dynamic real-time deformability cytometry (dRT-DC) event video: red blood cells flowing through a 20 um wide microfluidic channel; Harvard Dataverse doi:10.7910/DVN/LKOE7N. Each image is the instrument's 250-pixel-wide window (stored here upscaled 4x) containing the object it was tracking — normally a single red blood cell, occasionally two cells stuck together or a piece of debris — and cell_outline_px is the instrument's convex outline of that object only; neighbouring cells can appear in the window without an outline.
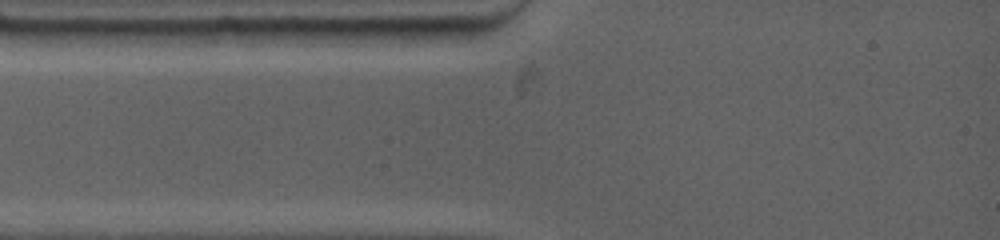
{"species": "common noctule bat (a hibernating species)", "species_latin": "Nyctalus noctula", "temperature_condition": "warm", "stored_images_in_passage": 3, "camera_frame_rate_fps": 4500, "um_per_image_px": 0.085, "animal": {"sex": "female", "body_mass_g": 19.0, "forearm_length_mm": 53.3}, "frame": {"image": 1, "passage_image": 1, "time_ms": 0.0, "image_size_px": [1000, 240], "cell_outline_px": [[472, 28], [460, 44], [356, 44], [348, 40], [340, 28]], "centroid_in_image_um": [34.51, 3.04], "position_along_channel_um": 50.5, "area_um2": 13.87}}